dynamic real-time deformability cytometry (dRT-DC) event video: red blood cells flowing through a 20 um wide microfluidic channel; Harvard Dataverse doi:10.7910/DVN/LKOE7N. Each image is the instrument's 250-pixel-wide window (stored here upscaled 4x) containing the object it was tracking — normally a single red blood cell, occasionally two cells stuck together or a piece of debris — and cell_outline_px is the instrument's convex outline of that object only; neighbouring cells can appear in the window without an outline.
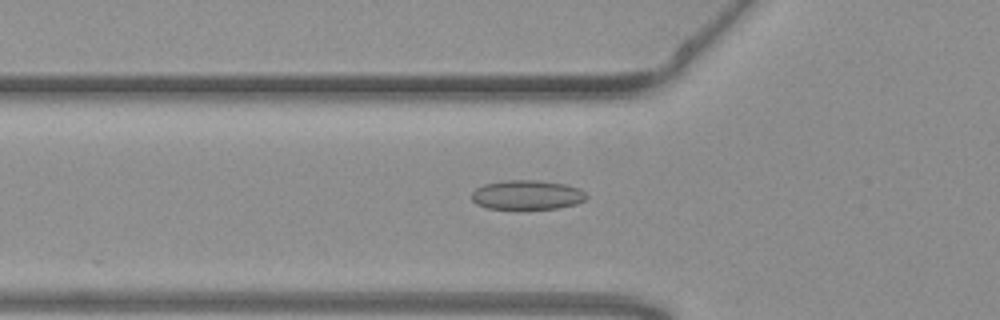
{"species": "common noctule bat (a hibernating species)", "species_latin": "Nyctalus noctula", "temperature_condition": "warm", "stored_images_in_passage": 55, "camera_frame_rate_fps": 3000, "um_per_image_px": 0.085, "animal": {"sex": "female", "body_mass_g": 19.3, "forearm_length_mm": 54.1}, "frame": {"image": 1, "passage_image": 19, "time_ms": 6.0, "image_size_px": [1000, 320], "cell_outline_px": [[588, 196], [584, 200], [576, 204], [556, 208], [520, 212], [488, 208], [476, 204], [472, 200], [472, 192], [476, 188], [484, 184], [504, 180], [540, 180], [564, 184], [580, 188]], "centroid_in_image_um": [44.77, 16.61], "position_along_channel_um": 81.0, "area_um2": 20.52}}
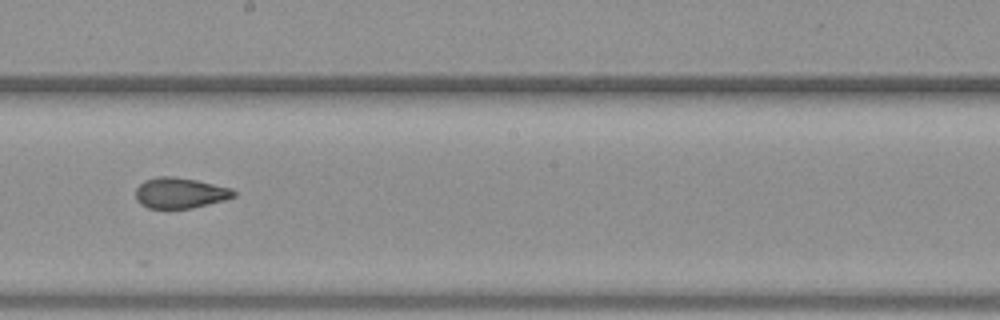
{"frame": {"image": 2, "passage_image": 31, "time_ms": 10.0, "image_size_px": [1000, 320], "cell_outline_px": [[236, 196], [224, 200], [192, 208], [148, 208], [140, 204], [136, 200], [136, 188], [144, 180], [156, 176], [172, 176], [196, 180], [232, 188], [236, 192]], "centroid_in_image_um": [15.29, 16.39], "position_along_channel_um": 232.9, "area_um2": 17.57}}
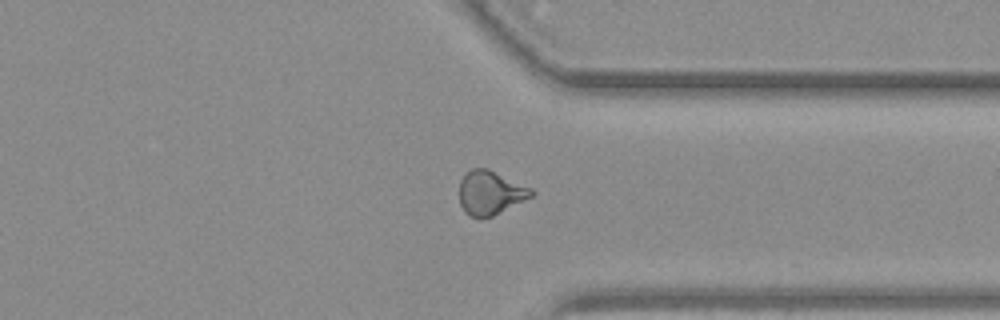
{"frame": {"image": 3, "passage_image": 42, "time_ms": 13.667, "image_size_px": [1000, 320], "cell_outline_px": [[532, 196], [492, 216], [468, 216], [464, 212], [460, 204], [460, 180], [464, 172], [472, 168], [488, 168], [532, 188]], "centroid_in_image_um": [41.64, 16.35], "position_along_channel_um": 369.8, "area_um2": 18.26}, "authors_computed_cell_mechanics": {"area_um2": 18.8428, "velocity_mm_per_s": 3.7747, "shape_relaxation_time_tau1_ms": null, "shape_relaxation_time_tau2_ms": 1.5445, "deformation_change_tau1": null, "deformation_change_tau2": 0.0748}}